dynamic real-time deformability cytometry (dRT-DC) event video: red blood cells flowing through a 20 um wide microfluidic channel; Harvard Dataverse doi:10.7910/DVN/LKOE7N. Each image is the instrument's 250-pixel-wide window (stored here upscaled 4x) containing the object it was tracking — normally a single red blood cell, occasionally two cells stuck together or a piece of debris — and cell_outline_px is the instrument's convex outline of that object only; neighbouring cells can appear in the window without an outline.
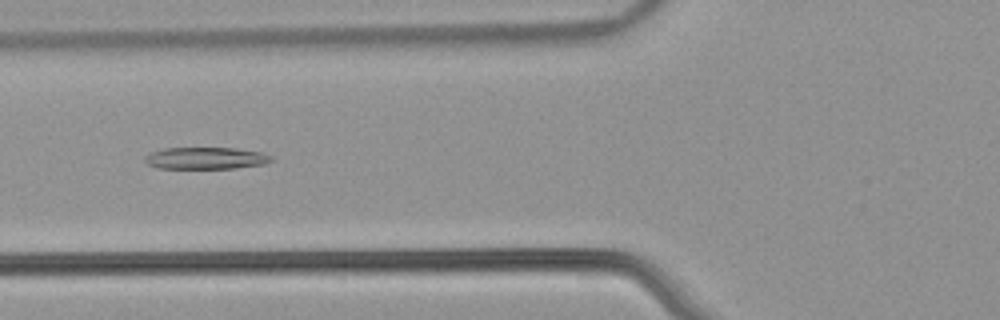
{"species": "common noctule bat (a hibernating species)", "species_latin": "Nyctalus noctula", "temperature_condition": "warm", "stored_images_in_passage": 39, "camera_frame_rate_fps": 3000, "um_per_image_px": 0.085, "animal": {"sex": "male", "body_mass_g": 21.5, "forearm_length_mm": 52.0}, "frame": {"image": 1, "passage_image": 6, "time_ms": 1.667, "image_size_px": [1000, 320], "cell_outline_px": [[272, 160], [264, 164], [236, 168], [156, 168], [148, 164], [144, 160], [144, 156], [152, 152], [164, 148], [236, 148], [260, 152], [272, 156]], "centroid_in_image_um": [17.48, 13.44], "position_along_channel_um": 108.3, "area_um2": 16.07}}
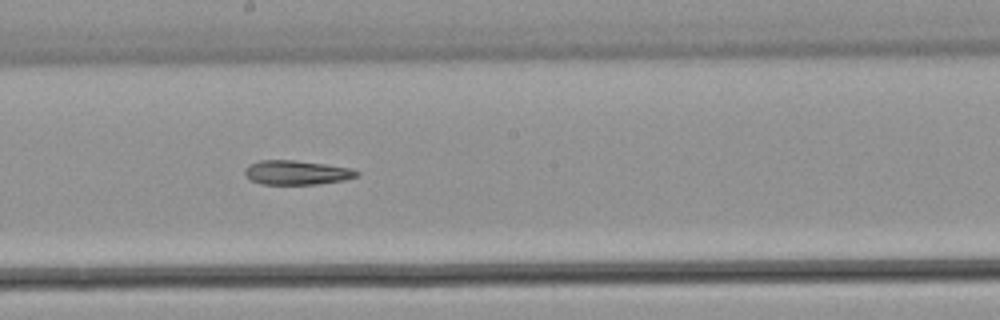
{"frame": {"image": 2, "passage_image": 15, "time_ms": 4.667, "image_size_px": [1000, 320], "cell_outline_px": [[360, 172], [356, 176], [344, 180], [316, 184], [260, 184], [244, 176], [244, 168], [248, 164], [260, 160], [292, 160], [324, 164], [352, 168]], "centroid_in_image_um": [25.16, 14.66], "position_along_channel_um": 223.0, "area_um2": 15.84}}
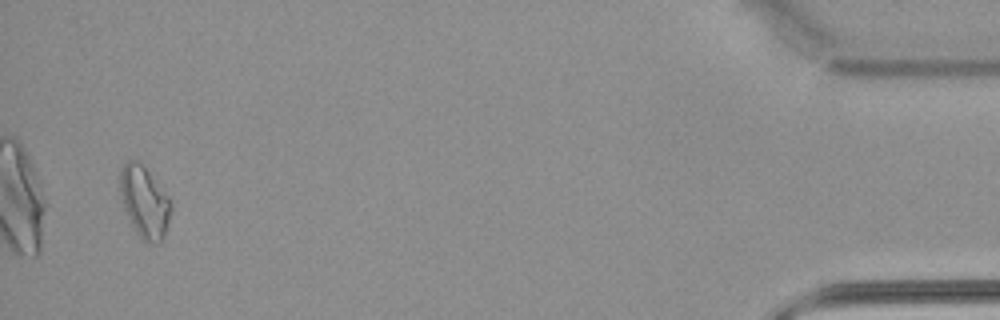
{"frame": {"image": 3, "passage_image": 37, "time_ms": 12.0, "image_size_px": [1000, 320], "cell_outline_px": [[172, 208], [164, 236], [156, 244], [148, 244], [136, 232], [124, 208], [120, 196], [120, 168], [128, 160], [136, 160], [148, 172], [168, 196], [172, 204]], "centroid_in_image_um": [12.27, 17.18], "position_along_channel_um": 422.9, "area_um2": 20.87}, "authors_computed_cell_mechanics": {"area_um2": 16.5308, "velocity_mm_per_s": 3.8198, "shape_relaxation_time_tau1_ms": 10.6703, "shape_relaxation_time_tau2_ms": null, "deformation_change_tau1": 0.2581, "deformation_change_tau2": null}}